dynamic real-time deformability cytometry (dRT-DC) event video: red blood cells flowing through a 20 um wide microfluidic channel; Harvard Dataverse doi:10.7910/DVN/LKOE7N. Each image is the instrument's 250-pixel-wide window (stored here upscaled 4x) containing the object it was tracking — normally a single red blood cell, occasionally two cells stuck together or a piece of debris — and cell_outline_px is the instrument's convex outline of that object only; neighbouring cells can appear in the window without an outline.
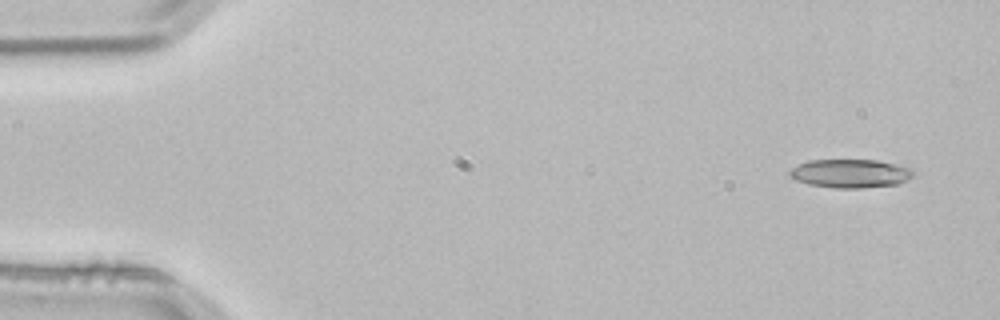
{"species": "common noctule bat (a hibernating species)", "species_latin": "Nyctalus noctula", "temperature_condition": "room temperature", "stored_images_in_passage": 3, "camera_frame_rate_fps": 3000, "um_per_image_px": 0.085, "animal": {"sex": "male", "body_mass_g": 21.5, "forearm_length_mm": 52.0}, "frame": {"image": 1, "passage_image": 1, "time_ms": 0.0, "image_size_px": [1000, 320], "cell_outline_px": [[912, 176], [908, 180], [896, 184], [864, 188], [836, 188], [808, 184], [796, 180], [788, 176], [788, 172], [792, 168], [808, 160], [876, 160], [896, 164], [908, 168], [912, 172]], "centroid_in_image_um": [72.24, 14.75], "position_along_channel_um": 12.8, "area_um2": 20.46}}
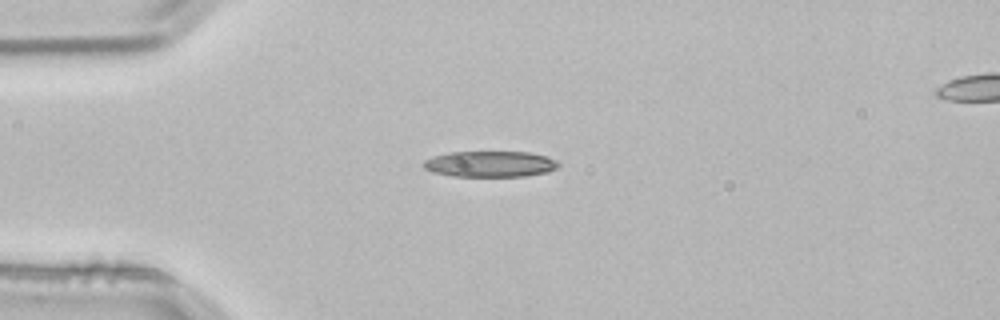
{"frame": {"image": 2, "passage_image": 3, "time_ms": 0.667, "image_size_px": [1000, 320], "cell_outline_px": [[560, 164], [556, 168], [548, 172], [524, 176], [452, 176], [432, 172], [424, 168], [420, 164], [424, 160], [432, 156], [448, 152], [532, 152], [548, 156], [556, 160]], "centroid_in_image_um": [41.64, 13.93], "position_along_channel_um": 43.4, "area_um2": 20.63}}